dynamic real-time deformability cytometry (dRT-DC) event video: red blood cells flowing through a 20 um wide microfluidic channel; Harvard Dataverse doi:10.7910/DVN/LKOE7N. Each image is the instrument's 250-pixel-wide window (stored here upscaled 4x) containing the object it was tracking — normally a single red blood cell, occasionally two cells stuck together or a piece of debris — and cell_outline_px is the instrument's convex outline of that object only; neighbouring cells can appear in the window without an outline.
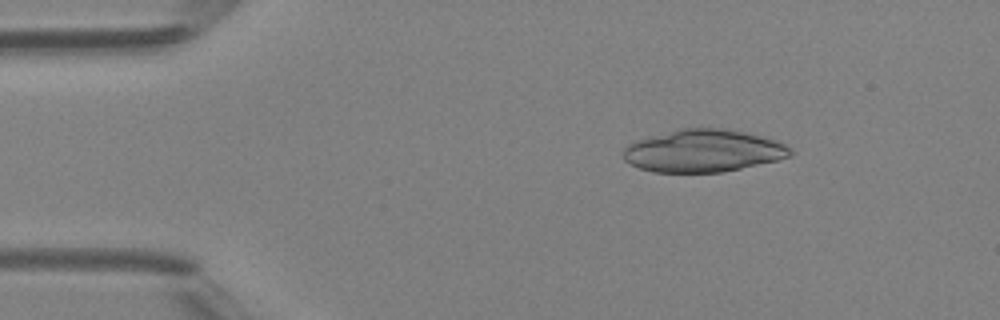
{"species": "Egyptian fruit bat (a non-hibernating species)", "species_latin": "Rousettus aegyptiacus", "temperature_condition": "room temperature", "stored_images_in_passage": 4, "camera_frame_rate_fps": 3000, "um_per_image_px": 0.085, "animal": {"sex": "female"}, "frame": {"image": 1, "passage_image": 2, "time_ms": 1.0, "image_size_px": [1000, 320], "cell_outline_px": [[792, 156], [776, 160], [740, 168], [720, 172], [652, 172], [640, 168], [624, 160], [624, 148], [628, 144], [652, 136], [680, 128], [724, 128], [744, 132], [776, 140], [784, 144], [792, 152]], "centroid_in_image_um": [59.77, 12.82], "position_along_channel_um": 25.2, "area_um2": 40.81}}